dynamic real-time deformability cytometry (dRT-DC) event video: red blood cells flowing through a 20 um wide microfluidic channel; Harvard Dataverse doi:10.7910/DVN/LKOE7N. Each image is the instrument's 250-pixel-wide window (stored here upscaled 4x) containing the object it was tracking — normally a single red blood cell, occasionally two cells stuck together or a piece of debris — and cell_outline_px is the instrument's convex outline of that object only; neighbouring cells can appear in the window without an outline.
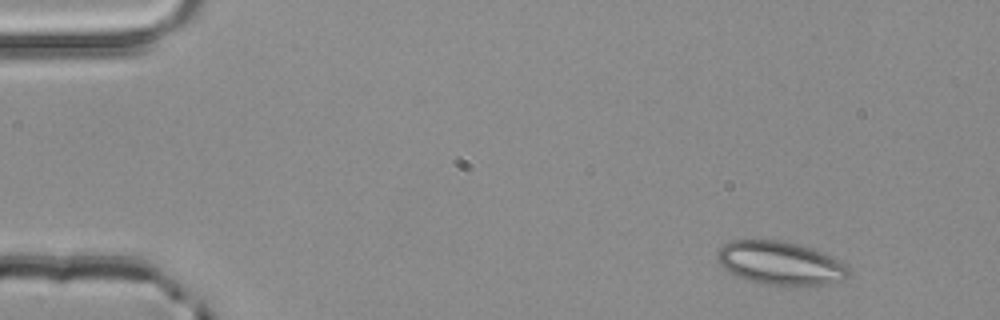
{"species": "common noctule bat (a hibernating species)", "species_latin": "Nyctalus noctula", "temperature_condition": "room temperature", "stored_images_in_passage": 3, "camera_frame_rate_fps": 3000, "um_per_image_px": 0.085, "animal": {"sex": "male", "body_mass_g": 20.4}, "frame": {"image": 1, "passage_image": 1, "time_ms": 0.0, "image_size_px": [1000, 320], "cell_outline_px": [[848, 276], [844, 280], [828, 284], [764, 284], [748, 280], [736, 276], [728, 272], [716, 260], [716, 252], [724, 244], [732, 240], [780, 240], [800, 244], [824, 252], [832, 256], [844, 264], [848, 268]], "centroid_in_image_um": [66.29, 22.34], "position_along_channel_um": 18.7, "area_um2": 33.12}}